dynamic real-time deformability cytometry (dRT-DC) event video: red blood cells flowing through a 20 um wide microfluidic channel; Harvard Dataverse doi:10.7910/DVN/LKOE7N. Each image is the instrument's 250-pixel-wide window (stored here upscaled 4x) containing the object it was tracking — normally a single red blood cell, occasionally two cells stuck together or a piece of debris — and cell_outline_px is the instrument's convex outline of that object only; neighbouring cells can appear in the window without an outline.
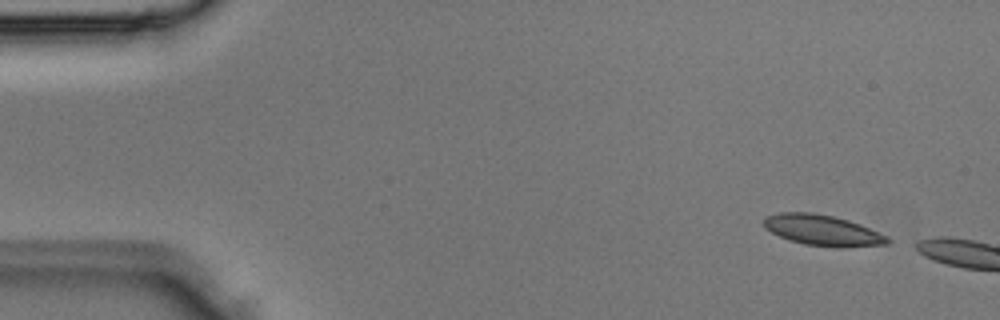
{"species": "Egyptian fruit bat (a non-hibernating species)", "species_latin": "Rousettus aegyptiacus", "temperature_condition": "room temperature", "stored_images_in_passage": 5, "camera_frame_rate_fps": 3000, "um_per_image_px": 0.085, "animal": {"sex": "male"}, "frame": {"image": 1, "passage_image": 1, "time_ms": 0.0, "image_size_px": [1000, 320], "cell_outline_px": [[892, 240], [888, 244], [840, 248], [836, 248], [804, 244], [788, 240], [764, 228], [764, 216], [780, 212], [812, 212], [832, 216], [848, 220], [860, 224], [888, 236]], "centroid_in_image_um": [69.93, 19.58], "position_along_channel_um": 15.1, "area_um2": 22.37}}